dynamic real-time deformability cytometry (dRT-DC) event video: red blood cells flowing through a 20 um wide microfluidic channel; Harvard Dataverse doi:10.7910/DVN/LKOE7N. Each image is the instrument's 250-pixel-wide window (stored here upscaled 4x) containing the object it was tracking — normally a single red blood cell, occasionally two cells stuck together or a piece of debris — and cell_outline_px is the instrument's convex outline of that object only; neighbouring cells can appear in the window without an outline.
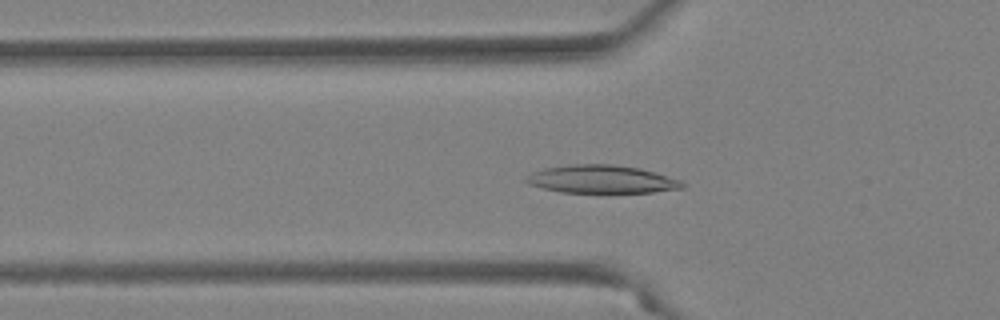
{"species": "Egyptian fruit bat (a non-hibernating species)", "species_latin": "Rousettus aegyptiacus", "temperature_condition": "warm", "stored_images_in_passage": 51, "camera_frame_rate_fps": 3000, "um_per_image_px": 0.085, "animal": {"sex": "female"}, "frame": {"image": 1, "passage_image": 16, "time_ms": 5.0, "image_size_px": [1000, 320], "cell_outline_px": [[684, 188], [652, 192], [560, 192], [528, 184], [524, 180], [524, 176], [532, 172], [544, 168], [568, 164], [612, 164], [640, 168], [680, 180], [684, 184]], "centroid_in_image_um": [51.08, 15.22], "position_along_channel_um": 74.7, "area_um2": 25.43}}
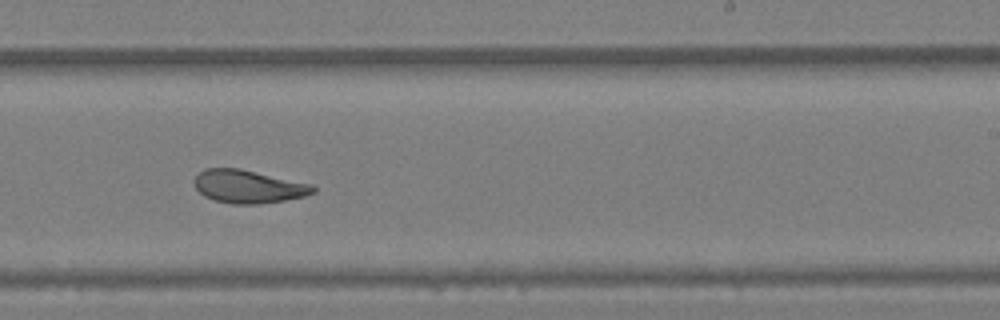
{"frame": {"image": 2, "passage_image": 31, "time_ms": 10.0, "image_size_px": [1000, 320], "cell_outline_px": [[316, 192], [304, 196], [284, 200], [260, 204], [232, 204], [212, 200], [204, 196], [196, 188], [196, 176], [204, 168], [240, 168], [312, 184], [316, 188]], "centroid_in_image_um": [21.12, 15.86], "position_along_channel_um": 267.9, "area_um2": 22.89}}
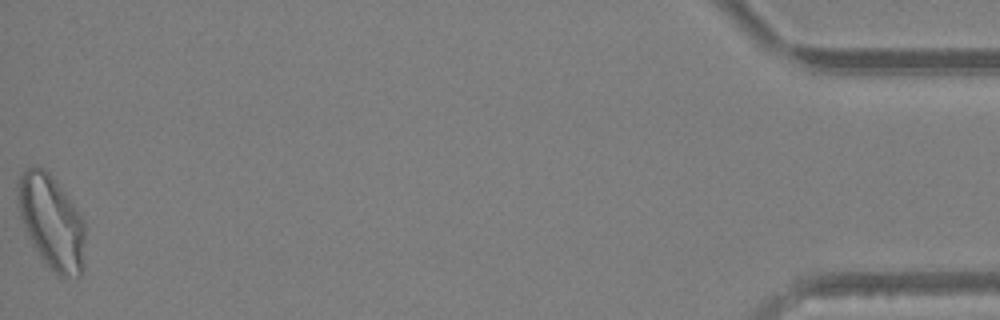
{"frame": {"image": 3, "passage_image": 51, "time_ms": 16.667, "image_size_px": [1000, 320], "cell_outline_px": [[84, 268], [80, 276], [60, 276], [40, 256], [32, 244], [24, 228], [16, 204], [16, 184], [20, 176], [28, 168], [44, 168], [48, 172], [84, 220]], "centroid_in_image_um": [4.35, 18.88], "position_along_channel_um": 430.9, "area_um2": 36.3}, "authors_computed_cell_mechanics": {"area_um2": 25.6054, "velocity_mm_per_s": 3.864, "shape_relaxation_time_tau1_ms": 9.7392, "shape_relaxation_time_tau2_ms": 5.0647, "deformation_change_tau1": 0.2567, "deformation_change_tau2": 0.0736}}